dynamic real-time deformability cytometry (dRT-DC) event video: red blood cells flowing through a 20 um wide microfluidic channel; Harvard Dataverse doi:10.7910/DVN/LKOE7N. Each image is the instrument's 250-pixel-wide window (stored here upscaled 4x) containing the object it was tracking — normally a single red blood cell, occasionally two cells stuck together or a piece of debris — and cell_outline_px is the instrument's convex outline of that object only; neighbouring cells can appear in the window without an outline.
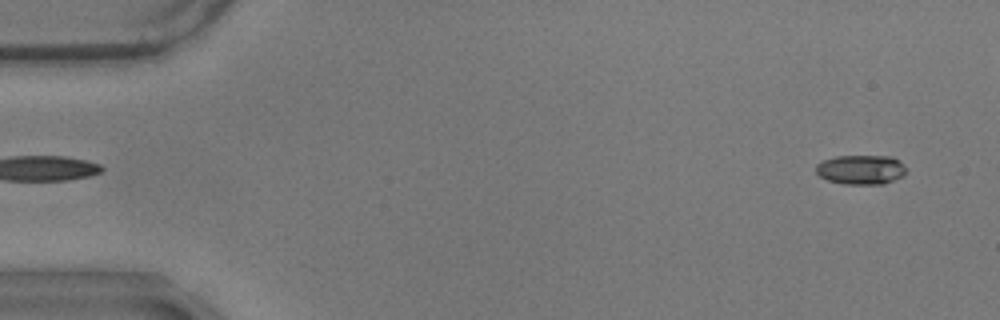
{"species": "common noctule bat (a hibernating species)", "species_latin": "Nyctalus noctula", "temperature_condition": "warm", "stored_images_in_passage": 52, "camera_frame_rate_fps": 3000, "um_per_image_px": 0.085, "animal": {"sex": "male", "body_mass_g": 17.9}, "frame": {"image": 1, "passage_image": 3, "time_ms": 0.667, "image_size_px": [1000, 320], "cell_outline_px": [[904, 172], [900, 176], [884, 184], [844, 184], [828, 180], [820, 176], [816, 172], [816, 164], [824, 160], [836, 156], [892, 156], [904, 168]], "centroid_in_image_um": [73.11, 14.42], "position_along_channel_um": 11.9, "area_um2": 15.14}}
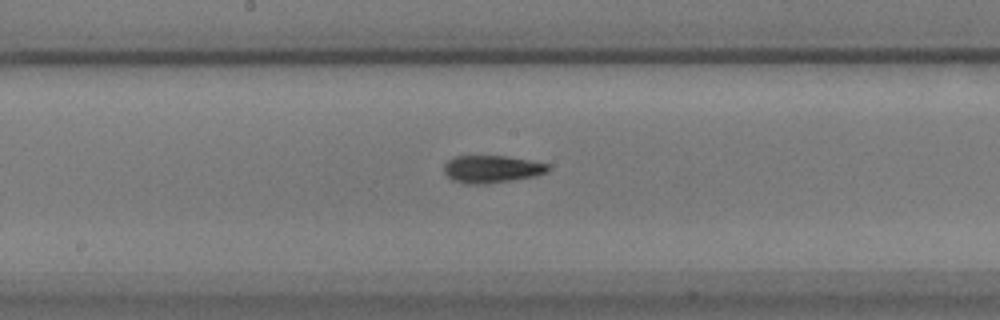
{"frame": {"image": 2, "passage_image": 30, "time_ms": 9.667, "image_size_px": [1000, 320], "cell_outline_px": [[548, 172], [536, 176], [488, 184], [464, 184], [452, 180], [444, 172], [444, 164], [448, 160], [456, 156], [504, 156], [528, 160], [548, 164]], "centroid_in_image_um": [41.77, 14.38], "position_along_channel_um": 206.4, "area_um2": 16.65}}
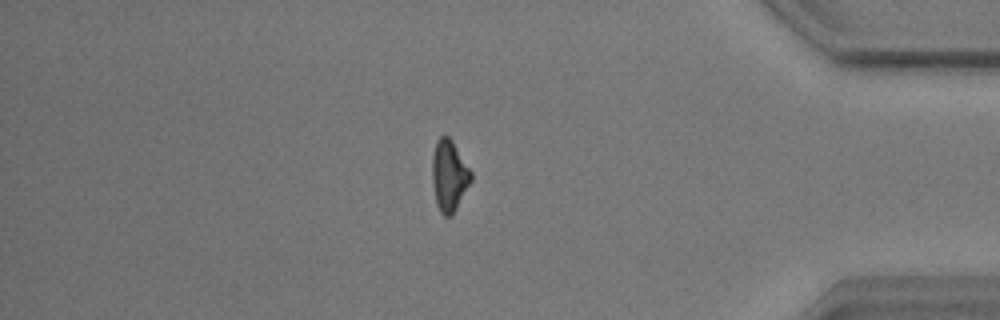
{"frame": {"image": 3, "passage_image": 49, "time_ms": 16.0, "image_size_px": [1000, 320], "cell_outline_px": [[472, 180], [452, 216], [444, 216], [440, 212], [436, 200], [432, 184], [432, 156], [436, 140], [440, 136], [448, 136], [452, 140], [472, 172]], "centroid_in_image_um": [38.17, 14.92], "position_along_channel_um": 397.0, "area_um2": 16.13}}